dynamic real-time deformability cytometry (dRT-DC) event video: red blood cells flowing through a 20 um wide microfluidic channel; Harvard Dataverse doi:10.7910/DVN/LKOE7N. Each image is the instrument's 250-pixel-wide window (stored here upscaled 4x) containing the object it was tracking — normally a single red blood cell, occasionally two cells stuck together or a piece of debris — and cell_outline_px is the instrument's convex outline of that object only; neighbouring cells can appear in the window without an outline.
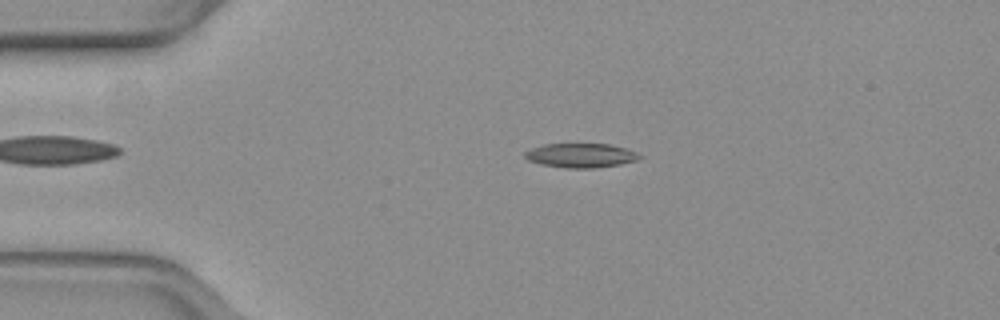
{"species": "common noctule bat (a hibernating species)", "species_latin": "Nyctalus noctula", "temperature_condition": "warm", "stored_images_in_passage": 53, "camera_frame_rate_fps": 3000, "um_per_image_px": 0.085, "animal": {"sex": "female", "body_mass_g": 19.3, "forearm_length_mm": 54.1}, "frame": {"image": 1, "passage_image": 11, "time_ms": 3.333, "image_size_px": [1000, 320], "cell_outline_px": [[644, 156], [636, 160], [620, 164], [596, 168], [568, 168], [540, 164], [528, 160], [524, 156], [524, 152], [532, 148], [544, 144], [608, 144], [628, 148]], "centroid_in_image_um": [49.39, 13.21], "position_along_channel_um": 35.6, "area_um2": 16.24}}
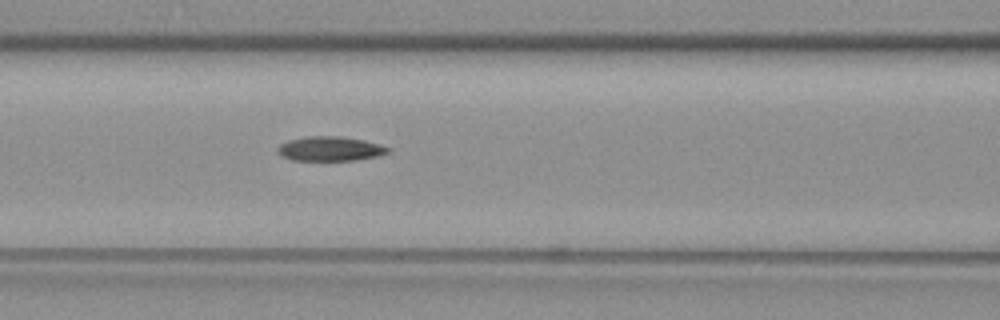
{"frame": {"image": 2, "passage_image": 22, "time_ms": 7.0, "image_size_px": [1000, 320], "cell_outline_px": [[392, 148], [388, 152], [380, 156], [356, 160], [292, 160], [280, 156], [276, 152], [276, 148], [280, 144], [288, 140], [304, 136], [340, 136], [364, 140], [380, 144]], "centroid_in_image_um": [28.04, 12.64], "position_along_channel_um": 138.6, "area_um2": 16.01}}
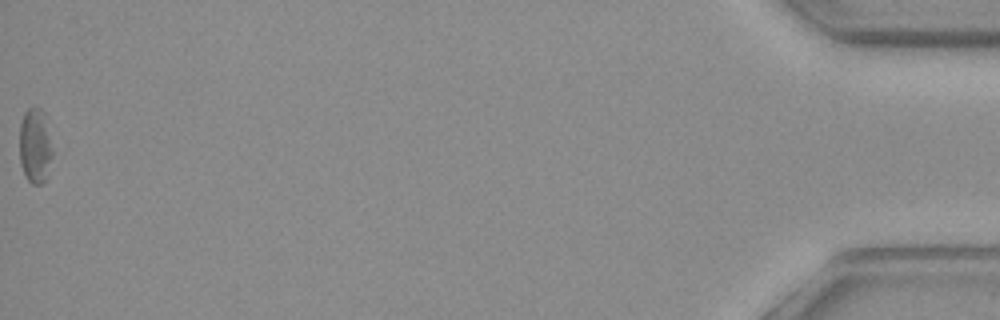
{"frame": {"image": 3, "passage_image": 53, "time_ms": 17.333, "image_size_px": [1000, 320], "cell_outline_px": [[52, 156], [44, 180], [40, 184], [32, 184], [28, 180], [20, 164], [20, 124], [24, 112], [28, 108], [40, 108], [44, 112], [52, 152]], "centroid_in_image_um": [2.96, 12.37], "position_along_channel_um": 432.2, "area_um2": 14.05}}